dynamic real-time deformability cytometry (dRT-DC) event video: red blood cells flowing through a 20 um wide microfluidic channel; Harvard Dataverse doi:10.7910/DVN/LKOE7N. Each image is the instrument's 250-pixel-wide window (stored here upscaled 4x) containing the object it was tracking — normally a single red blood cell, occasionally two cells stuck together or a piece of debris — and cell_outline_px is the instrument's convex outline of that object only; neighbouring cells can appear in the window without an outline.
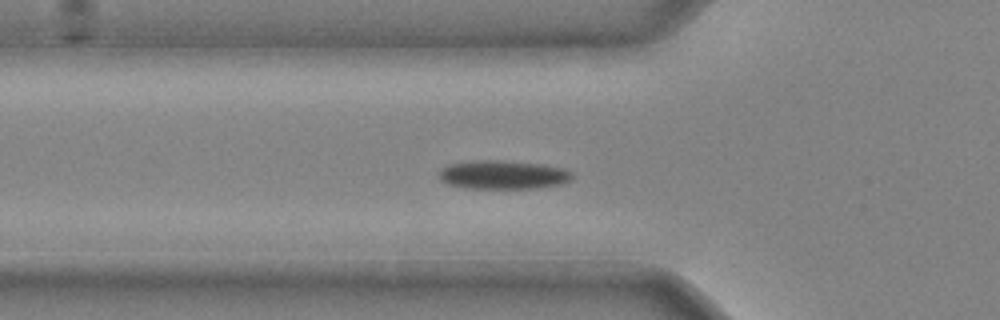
{"species": "common noctule bat (a hibernating species)", "species_latin": "Nyctalus noctula", "temperature_condition": "cold", "stored_images_in_passage": 32, "camera_frame_rate_fps": 3000, "um_per_image_px": 0.085, "animal": {"sex": "male", "body_mass_g": 20.4}, "frame": {"image": 1, "passage_image": 6, "time_ms": 1.667, "image_size_px": [1000, 320], "cell_outline_px": [[572, 180], [560, 184], [536, 188], [464, 188], [448, 184], [440, 180], [440, 168], [448, 164], [472, 160], [500, 160], [544, 164], [564, 168], [572, 172]], "centroid_in_image_um": [42.75, 14.84], "position_along_channel_um": 83.0, "area_um2": 22.48}}
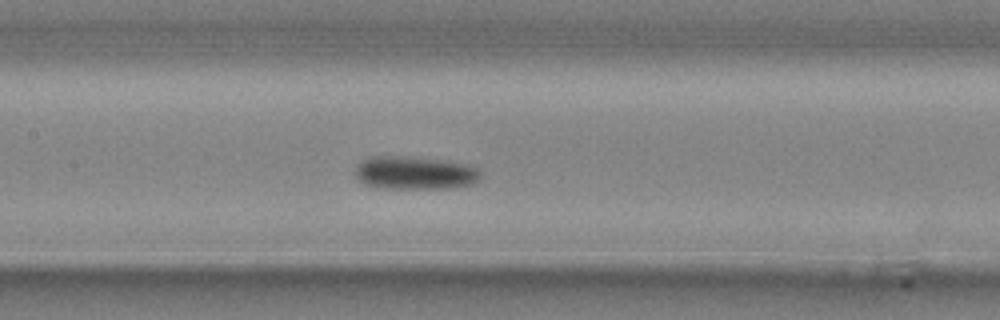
{"frame": {"image": 2, "passage_image": 12, "time_ms": 3.667, "image_size_px": [1000, 320], "cell_outline_px": [[480, 180], [472, 184], [452, 188], [380, 188], [364, 184], [356, 176], [356, 164], [360, 160], [372, 156], [400, 156], [448, 160], [468, 164], [480, 168]], "centroid_in_image_um": [35.29, 14.68], "position_along_channel_um": 172.1, "area_um2": 24.57}}
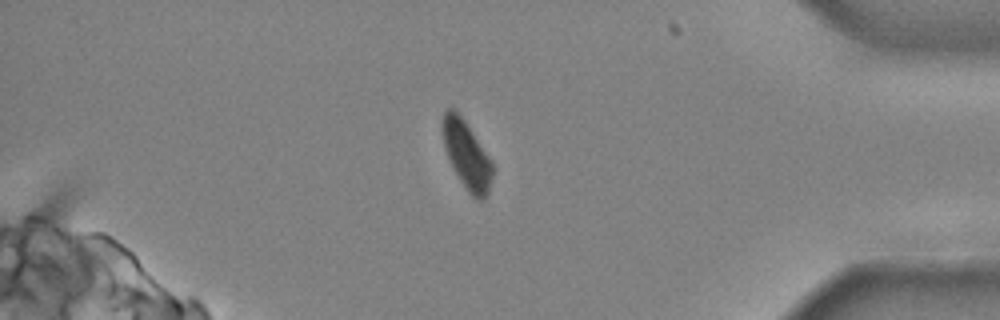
{"frame": {"image": 3, "passage_image": 29, "time_ms": 9.333, "image_size_px": [1000, 320], "cell_outline_px": [[492, 176], [488, 192], [484, 200], [476, 200], [468, 192], [452, 168], [444, 148], [440, 128], [440, 120], [444, 112], [448, 108], [452, 108], [464, 120], [492, 160]], "centroid_in_image_um": [39.63, 13.16], "position_along_channel_um": 395.6, "area_um2": 19.94}}